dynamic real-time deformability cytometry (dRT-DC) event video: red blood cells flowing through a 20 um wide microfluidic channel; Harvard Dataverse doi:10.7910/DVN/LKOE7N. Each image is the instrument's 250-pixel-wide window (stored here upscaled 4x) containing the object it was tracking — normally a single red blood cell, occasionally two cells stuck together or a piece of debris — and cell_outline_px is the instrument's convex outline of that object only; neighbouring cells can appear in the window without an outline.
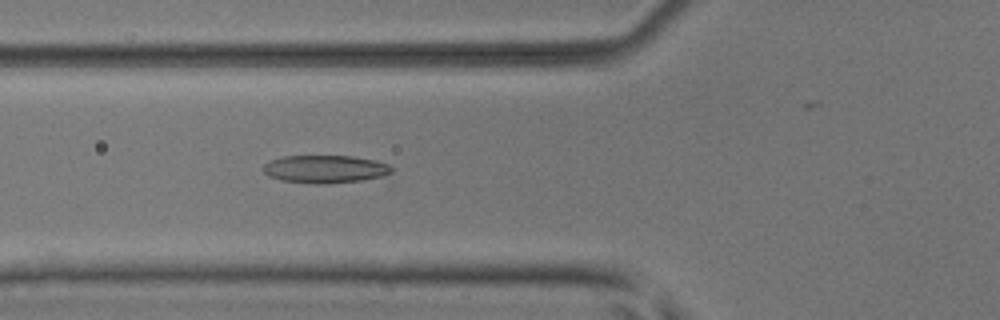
{"species": "common noctule bat (a hibernating species)", "species_latin": "Nyctalus noctula", "temperature_condition": "room temperature", "stored_images_in_passage": 31, "camera_frame_rate_fps": 3000, "um_per_image_px": 0.085, "animal": {"sex": "male", "body_mass_g": 17.9, "forearm_length_mm": 54.2}, "frame": {"image": 1, "passage_image": 6, "time_ms": 1.667, "image_size_px": [1000, 320], "cell_outline_px": [[392, 172], [384, 176], [360, 180], [328, 184], [312, 184], [280, 180], [268, 176], [264, 172], [264, 164], [272, 160], [284, 156], [352, 156], [376, 160], [388, 164], [392, 168]], "centroid_in_image_um": [27.64, 14.38], "position_along_channel_um": 98.2, "area_um2": 20.87}}
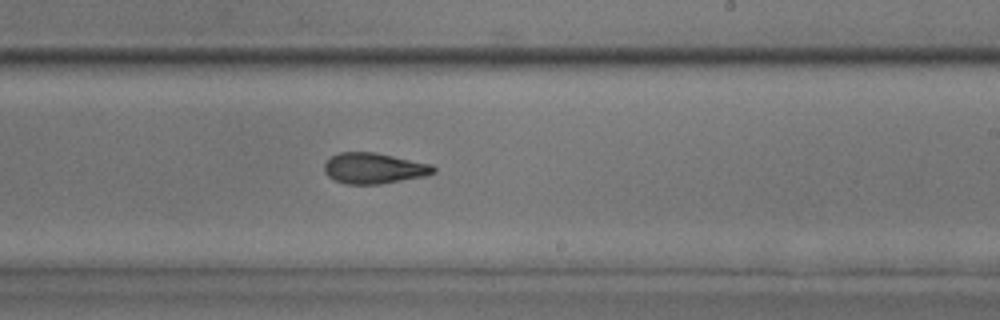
{"frame": {"image": 2, "passage_image": 18, "time_ms": 5.667, "image_size_px": [1000, 320], "cell_outline_px": [[436, 172], [428, 176], [380, 184], [348, 184], [336, 180], [328, 176], [324, 172], [324, 164], [332, 156], [340, 152], [376, 152], [432, 164], [436, 168]], "centroid_in_image_um": [31.83, 14.3], "position_along_channel_um": 257.2, "area_um2": 19.71}}
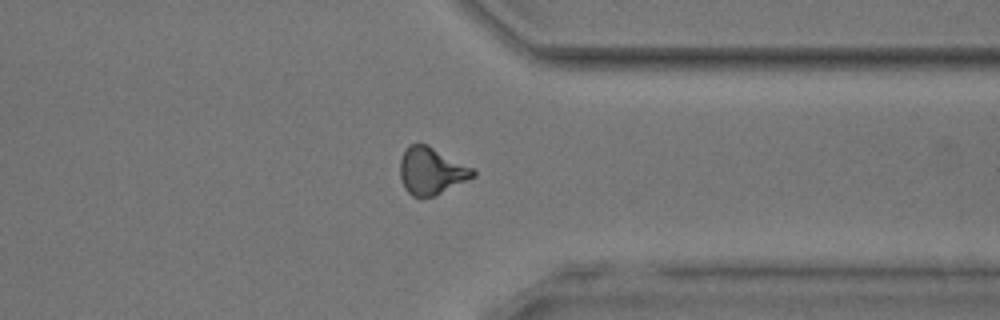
{"frame": {"image": 3, "passage_image": 27, "time_ms": 8.667, "image_size_px": [1000, 320], "cell_outline_px": [[476, 176], [436, 196], [412, 196], [404, 188], [400, 180], [400, 160], [408, 144], [428, 144], [476, 168]], "centroid_in_image_um": [36.7, 14.52], "position_along_channel_um": 374.7, "area_um2": 20.46}}